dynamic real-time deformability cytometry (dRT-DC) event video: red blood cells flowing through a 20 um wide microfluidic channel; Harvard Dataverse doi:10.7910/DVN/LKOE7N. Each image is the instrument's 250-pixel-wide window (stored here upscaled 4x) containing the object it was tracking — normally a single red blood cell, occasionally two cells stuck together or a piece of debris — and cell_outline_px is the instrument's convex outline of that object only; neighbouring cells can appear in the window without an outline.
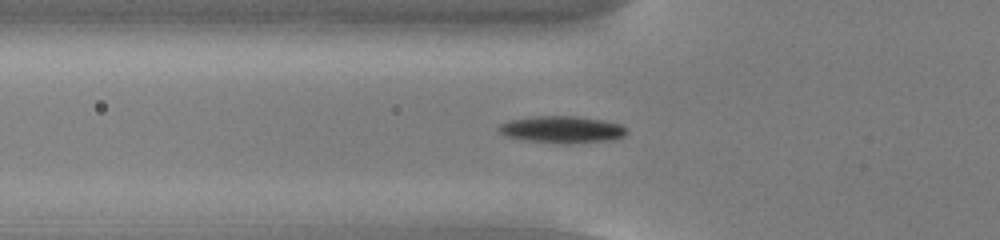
{"species": "common noctule bat (a hibernating species)", "species_latin": "Nyctalus noctula", "temperature_condition": "cold", "stored_images_in_passage": 55, "camera_frame_rate_fps": 3000, "um_per_image_px": 0.085, "animal": {"sex": "male", "body_mass_g": 13.0, "forearm_length_mm": 53.1}, "frame": {"image": 1, "passage_image": 20, "time_ms": 6.333, "image_size_px": [1000, 240], "cell_outline_px": [[628, 132], [624, 136], [616, 140], [568, 144], [524, 140], [504, 136], [496, 128], [500, 124], [508, 120], [536, 116], [576, 116], [604, 120], [620, 124], [628, 128]], "centroid_in_image_um": [47.8, 11.01], "position_along_channel_um": 78.0, "area_um2": 20.46}}
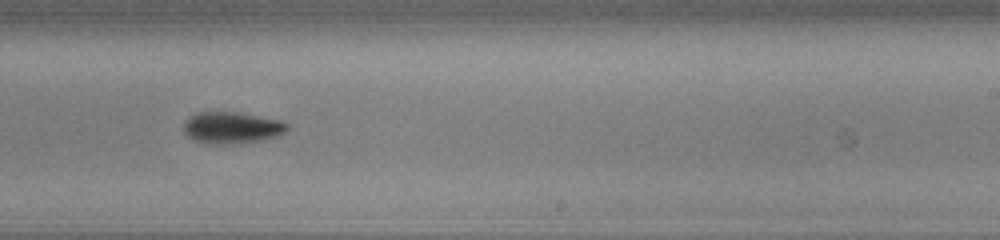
{"frame": {"image": 2, "passage_image": 35, "time_ms": 11.333, "image_size_px": [1000, 240], "cell_outline_px": [[288, 128], [280, 136], [264, 140], [240, 144], [216, 144], [196, 140], [188, 136], [184, 132], [184, 120], [188, 116], [196, 112], [240, 112], [284, 120], [288, 124]], "centroid_in_image_um": [19.76, 10.84], "position_along_channel_um": 269.2, "area_um2": 19.54}}
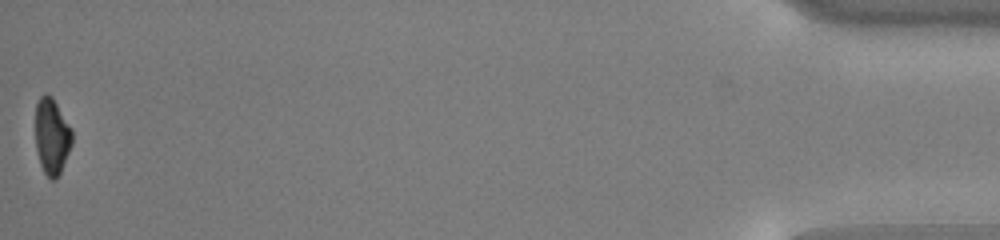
{"frame": {"image": 3, "passage_image": 55, "time_ms": 18.0, "image_size_px": [1000, 240], "cell_outline_px": [[72, 144], [60, 172], [56, 180], [52, 180], [44, 172], [40, 164], [36, 148], [36, 104], [40, 96], [44, 92], [52, 96], [72, 128]], "centroid_in_image_um": [4.41, 11.56], "position_along_channel_um": 430.8, "area_um2": 16.3}, "authors_computed_cell_mechanics": {"area_um2": 17.8024, "velocity_mm_per_s": 3.832, "shape_relaxation_time_tau1_ms": 2.7091, "shape_relaxation_time_tau2_ms": null, "deformation_change_tau1": 0.1353, "deformation_change_tau2": null}}